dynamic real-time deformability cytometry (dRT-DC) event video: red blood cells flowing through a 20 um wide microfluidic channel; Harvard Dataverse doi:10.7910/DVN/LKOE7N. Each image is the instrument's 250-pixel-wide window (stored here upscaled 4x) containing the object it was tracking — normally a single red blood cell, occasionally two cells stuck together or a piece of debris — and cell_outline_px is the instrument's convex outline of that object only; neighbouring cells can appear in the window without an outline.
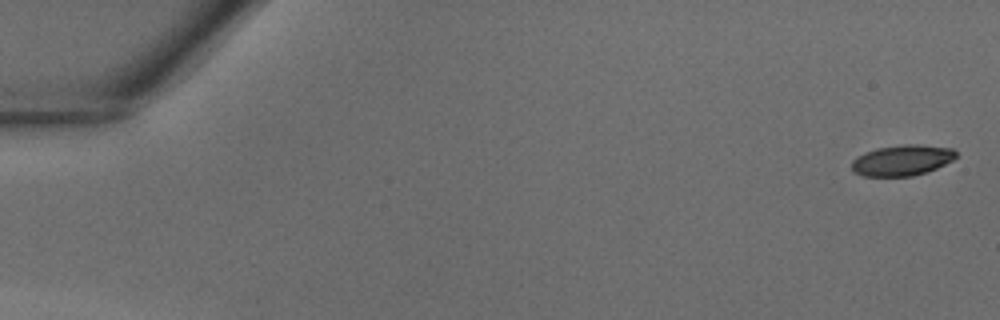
{"species": "common noctule bat (a hibernating species)", "species_latin": "Nyctalus noctula", "temperature_condition": "warm", "stored_images_in_passage": 41, "camera_frame_rate_fps": 3000, "um_per_image_px": 0.085, "animal": {"sex": "male", "body_mass_g": 18.8}, "frame": {"image": 1, "passage_image": 1, "time_ms": 0.0, "image_size_px": [1000, 320], "cell_outline_px": [[956, 156], [952, 160], [936, 168], [912, 176], [864, 176], [856, 172], [852, 168], [852, 160], [856, 156], [876, 148], [904, 144], [916, 144], [952, 148], [956, 152]], "centroid_in_image_um": [76.66, 13.61], "position_along_channel_um": 8.3, "area_um2": 18.5}}
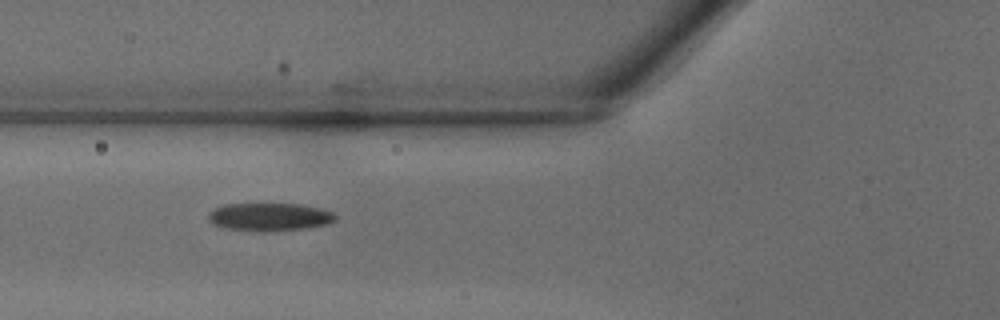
{"frame": {"image": 2, "passage_image": 16, "time_ms": 5.0, "image_size_px": [1000, 320], "cell_outline_px": [[336, 220], [328, 224], [304, 228], [264, 232], [260, 232], [224, 228], [212, 224], [208, 220], [208, 212], [224, 204], [300, 204], [332, 212], [336, 216]], "centroid_in_image_um": [22.86, 18.45], "position_along_channel_um": 102.9, "area_um2": 20.69}}
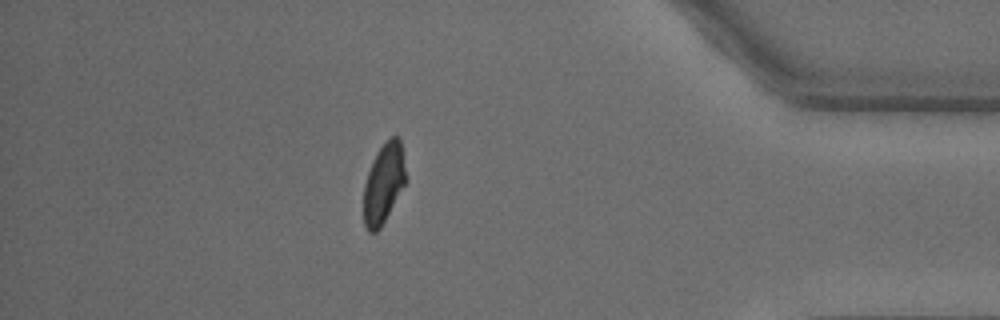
{"frame": {"image": 3, "passage_image": 36, "time_ms": 11.667, "image_size_px": [1000, 320], "cell_outline_px": [[404, 184], [380, 228], [376, 232], [368, 232], [364, 224], [364, 184], [368, 172], [376, 152], [392, 136], [400, 136], [404, 168]], "centroid_in_image_um": [32.58, 15.59], "position_along_channel_um": 402.6, "area_um2": 18.96}}